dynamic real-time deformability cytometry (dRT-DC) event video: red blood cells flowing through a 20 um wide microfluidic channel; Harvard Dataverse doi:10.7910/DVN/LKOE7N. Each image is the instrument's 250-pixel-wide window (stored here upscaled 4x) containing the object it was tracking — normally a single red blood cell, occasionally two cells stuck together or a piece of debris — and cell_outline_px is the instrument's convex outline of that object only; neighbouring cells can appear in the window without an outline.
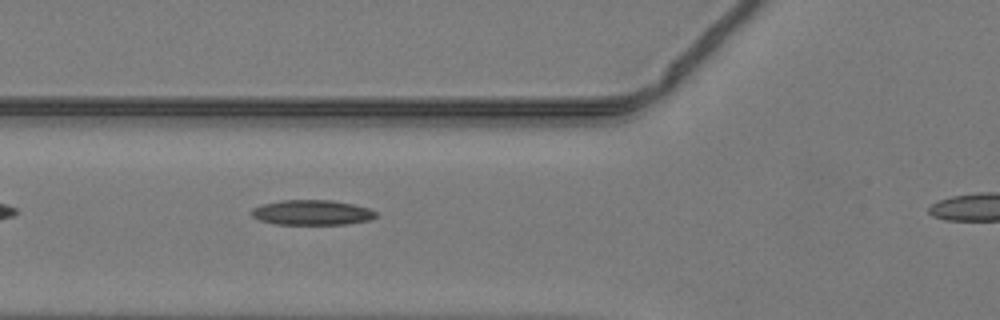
{"species": "common noctule bat (a hibernating species)", "species_latin": "Nyctalus noctula", "temperature_condition": "warm", "stored_images_in_passage": 29, "camera_frame_rate_fps": 3000, "um_per_image_px": 0.085, "animal": {"sex": "male", "body_mass_g": 19.2, "forearm_length_mm": 51.8}, "frame": {"image": 1, "passage_image": 5, "time_ms": 1.333, "image_size_px": [1000, 320], "cell_outline_px": [[376, 216], [372, 220], [348, 224], [276, 224], [260, 220], [252, 216], [252, 208], [264, 204], [280, 200], [332, 200], [352, 204], [368, 208], [376, 212]], "centroid_in_image_um": [26.54, 18.06], "position_along_channel_um": 99.3, "area_um2": 18.09}}
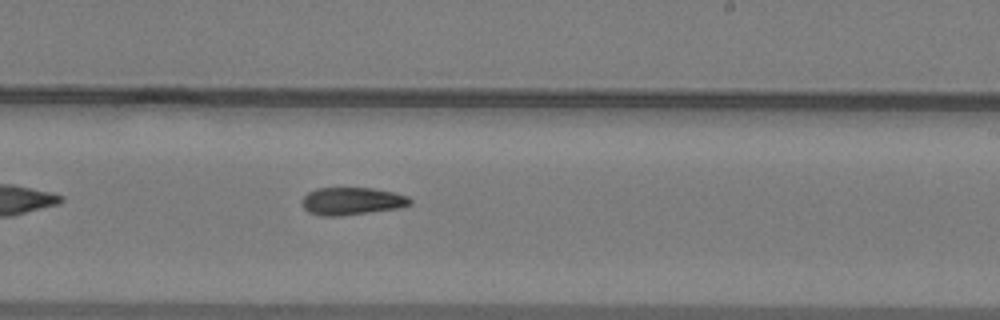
{"frame": {"image": 2, "passage_image": 16, "time_ms": 5.0, "image_size_px": [1000, 320], "cell_outline_px": [[412, 204], [400, 208], [340, 216], [320, 216], [308, 212], [304, 208], [304, 196], [308, 192], [316, 188], [372, 188], [392, 192], [408, 196], [412, 200]], "centroid_in_image_um": [29.93, 17.1], "position_along_channel_um": 259.1, "area_um2": 17.34}}
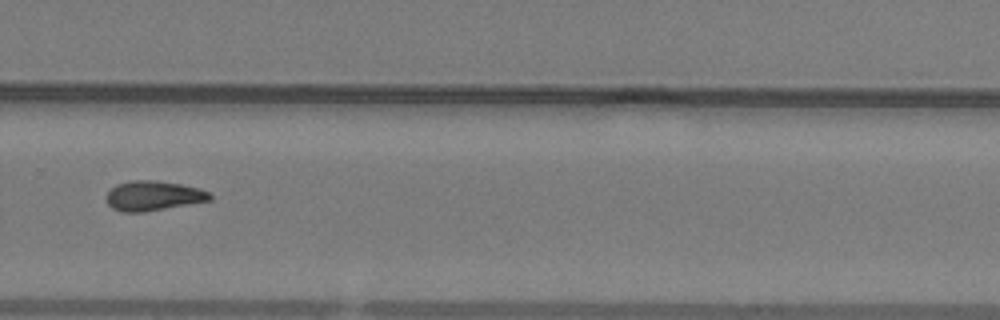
{"frame": {"image": 3, "passage_image": 20, "time_ms": 6.333, "image_size_px": [1000, 320], "cell_outline_px": [[212, 200], [144, 212], [124, 212], [112, 208], [108, 204], [104, 196], [116, 184], [132, 180], [156, 180], [180, 184], [200, 188], [208, 192], [212, 196]], "centroid_in_image_um": [13.01, 16.64], "position_along_channel_um": 316.8, "area_um2": 18.03}}